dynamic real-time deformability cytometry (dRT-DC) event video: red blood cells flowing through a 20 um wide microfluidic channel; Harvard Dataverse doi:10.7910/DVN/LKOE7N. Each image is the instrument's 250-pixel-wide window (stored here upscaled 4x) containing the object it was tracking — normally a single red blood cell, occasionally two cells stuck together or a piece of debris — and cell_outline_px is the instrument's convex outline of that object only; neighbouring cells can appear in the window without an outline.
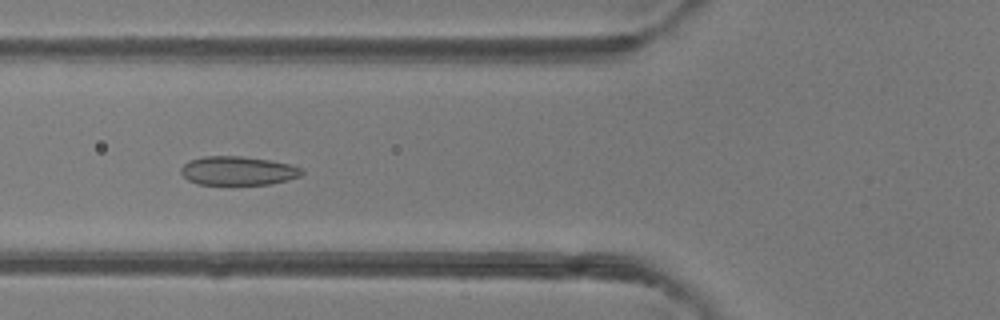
{"species": "common noctule bat (a hibernating species)", "species_latin": "Nyctalus noctula", "temperature_condition": "room temperature", "stored_images_in_passage": 50, "camera_frame_rate_fps": 3000, "um_per_image_px": 0.085, "animal": {"sex": "female"}, "frame": {"image": 1, "passage_image": 19, "time_ms": 6.0, "image_size_px": [1000, 320], "cell_outline_px": [[304, 172], [300, 176], [288, 180], [272, 184], [200, 184], [188, 180], [180, 172], [180, 168], [188, 160], [204, 156], [240, 156], [268, 160], [288, 164], [304, 168]], "centroid_in_image_um": [20.23, 14.51], "position_along_channel_um": 105.6, "area_um2": 20.29}}
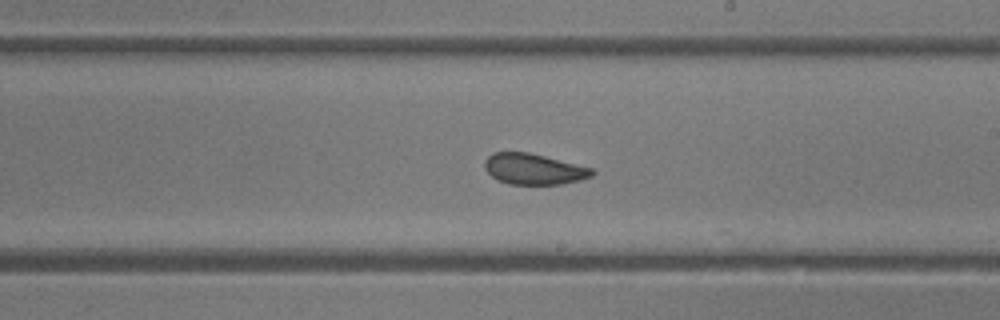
{"frame": {"image": 2, "passage_image": 29, "time_ms": 9.333, "image_size_px": [1000, 320], "cell_outline_px": [[596, 172], [592, 176], [580, 180], [560, 184], [508, 184], [496, 180], [484, 168], [484, 160], [492, 152], [528, 152], [592, 168]], "centroid_in_image_um": [45.34, 14.37], "position_along_channel_um": 243.7, "area_um2": 19.31}}
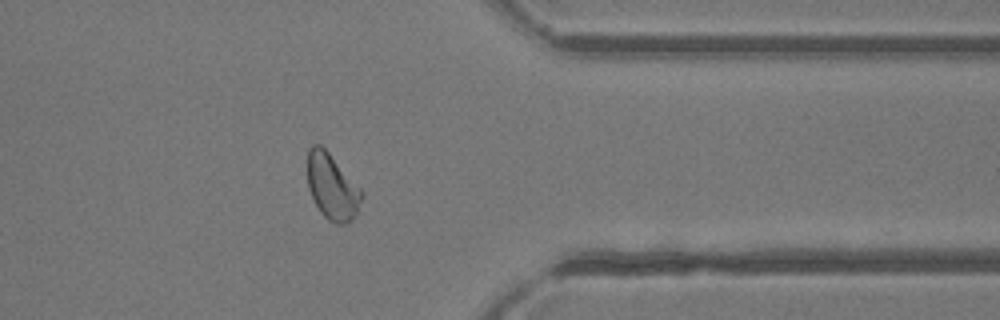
{"frame": {"image": 3, "passage_image": 40, "time_ms": 13.0, "image_size_px": [1000, 320], "cell_outline_px": [[364, 192], [356, 216], [348, 224], [336, 224], [328, 220], [320, 212], [308, 188], [308, 152], [312, 144], [320, 144], [328, 152]], "centroid_in_image_um": [28.24, 15.91], "position_along_channel_um": 383.2, "area_um2": 20.69}, "authors_computed_cell_mechanics": {"area_um2": 21.7328, "velocity_mm_per_s": 4.1475, "shape_relaxation_time_tau1_ms": null, "shape_relaxation_time_tau2_ms": 1.4431, "deformation_change_tau1": null, "deformation_change_tau2": 0.0695}}